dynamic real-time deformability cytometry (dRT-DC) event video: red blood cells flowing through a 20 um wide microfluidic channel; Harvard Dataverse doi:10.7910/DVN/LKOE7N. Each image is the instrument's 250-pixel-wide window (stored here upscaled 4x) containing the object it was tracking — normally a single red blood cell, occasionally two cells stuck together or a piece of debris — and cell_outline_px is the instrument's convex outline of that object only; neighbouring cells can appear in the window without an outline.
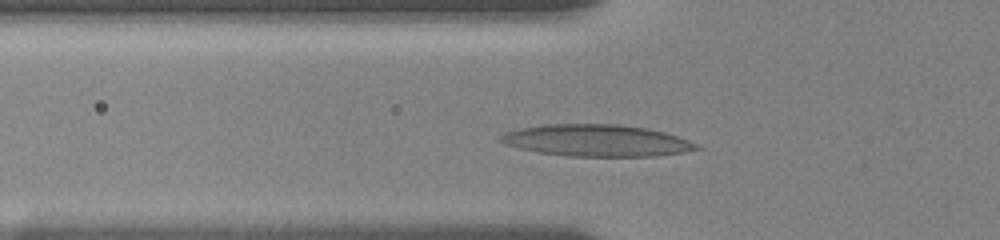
{"species": "human", "species_latin": "Homo sapiens", "temperature_condition": "room temperature", "stored_images_in_passage": 38, "camera_frame_rate_fps": 3000, "um_per_image_px": 0.085, "donor": {"sex": "female"}, "frame": {"image": 1, "passage_image": 8, "time_ms": 3.0, "image_size_px": [1000, 240], "cell_outline_px": [[700, 148], [684, 152], [652, 156], [568, 156], [540, 152], [520, 148], [504, 144], [496, 140], [504, 132], [520, 128], [544, 124], [616, 124], [644, 128], [664, 132], [688, 140], [696, 144]], "centroid_in_image_um": [50.64, 11.94], "position_along_channel_um": 75.2, "area_um2": 36.01}}
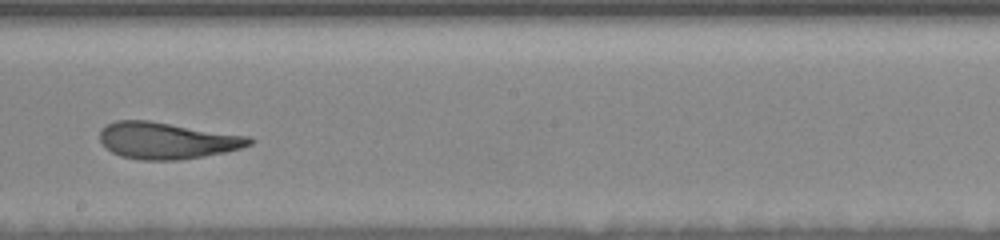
{"frame": {"image": 2, "passage_image": 21, "time_ms": 7.333, "image_size_px": [1000, 240], "cell_outline_px": [[252, 144], [240, 148], [224, 152], [204, 156], [176, 160], [140, 160], [120, 156], [112, 152], [100, 140], [100, 128], [116, 120], [148, 120], [252, 136]], "centroid_in_image_um": [14.2, 11.94], "position_along_channel_um": 234.0, "area_um2": 31.96}}
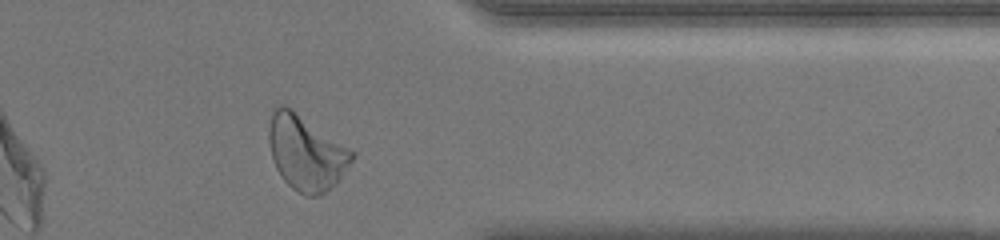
{"frame": {"image": 3, "passage_image": 34, "time_ms": 11.667, "image_size_px": [1000, 240], "cell_outline_px": [[356, 156], [340, 176], [320, 196], [304, 196], [292, 188], [280, 176], [276, 168], [272, 156], [268, 140], [268, 128], [272, 116], [276, 108], [280, 104], [284, 104], [292, 108], [356, 152]], "centroid_in_image_um": [26.0, 12.96], "position_along_channel_um": 385.4, "area_um2": 36.01}, "authors_computed_cell_mechanics": {"area_um2": 32.8593, "velocity_mm_per_s": 3.6621, "shape_relaxation_time_tau1_ms": 6.2227, "shape_relaxation_time_tau2_ms": 1.7043, "deformation_change_tau1": 0.2388, "deformation_change_tau2": 0.1089}}